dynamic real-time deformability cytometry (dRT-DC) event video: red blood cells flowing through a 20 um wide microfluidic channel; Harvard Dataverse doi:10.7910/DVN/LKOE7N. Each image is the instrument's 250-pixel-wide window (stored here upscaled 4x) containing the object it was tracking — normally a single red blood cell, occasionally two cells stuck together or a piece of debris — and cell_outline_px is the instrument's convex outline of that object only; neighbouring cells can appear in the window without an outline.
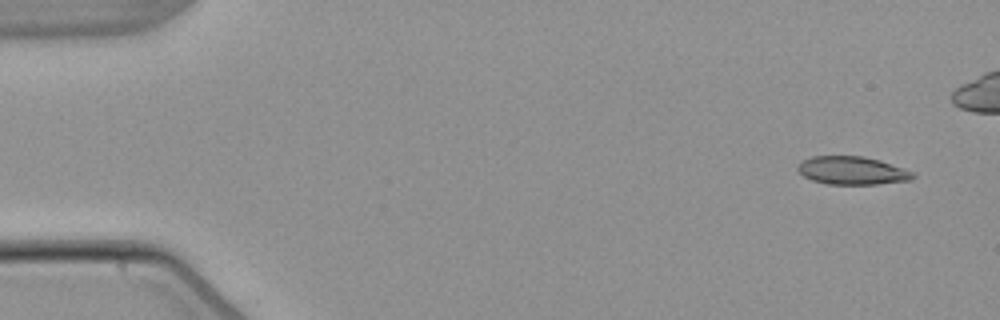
{"species": "common noctule bat (a hibernating species)", "species_latin": "Nyctalus noctula", "temperature_condition": "warm", "stored_images_in_passage": 5, "camera_frame_rate_fps": 3000, "um_per_image_px": 0.085, "animal": {"sex": "male", "body_mass_g": 21.5, "forearm_length_mm": 52.0}, "frame": {"image": 1, "passage_image": 1, "time_ms": 0.0, "image_size_px": [1000, 320], "cell_outline_px": [[916, 176], [912, 180], [876, 184], [828, 184], [812, 180], [804, 176], [796, 168], [804, 160], [812, 156], [864, 156], [880, 160], [916, 172]], "centroid_in_image_um": [72.49, 14.5], "position_along_channel_um": 12.5, "area_um2": 18.9}}